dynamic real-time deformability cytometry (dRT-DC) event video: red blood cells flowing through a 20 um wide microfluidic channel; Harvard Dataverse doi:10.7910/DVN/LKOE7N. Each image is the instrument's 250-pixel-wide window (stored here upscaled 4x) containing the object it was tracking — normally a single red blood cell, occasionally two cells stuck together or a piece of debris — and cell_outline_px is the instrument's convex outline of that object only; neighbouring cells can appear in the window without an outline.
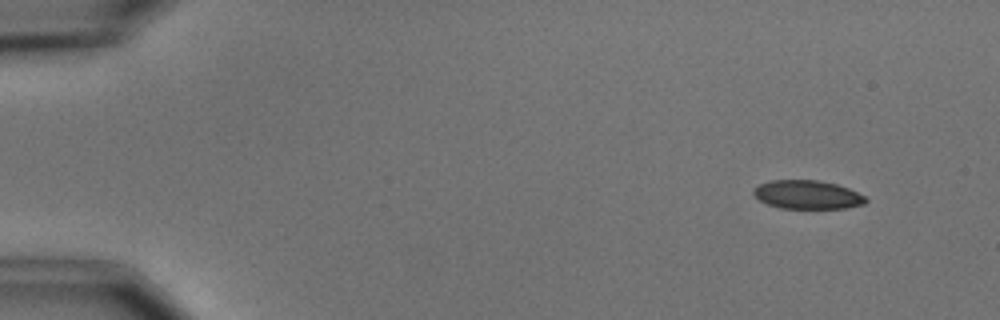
{"species": "common noctule bat (a hibernating species)", "species_latin": "Nyctalus noctula", "temperature_condition": "cold", "stored_images_in_passage": 5, "camera_frame_rate_fps": 3000, "um_per_image_px": 0.085, "animal": {"sex": "male", "body_mass_g": 15.6}, "frame": {"image": 1, "passage_image": 1, "time_ms": 0.0, "image_size_px": [1000, 320], "cell_outline_px": [[868, 200], [864, 204], [848, 208], [780, 208], [768, 204], [760, 200], [752, 192], [752, 188], [768, 180], [820, 180], [836, 184], [848, 188], [864, 196]], "centroid_in_image_um": [68.61, 16.54], "position_along_channel_um": 16.4, "area_um2": 18.73}}
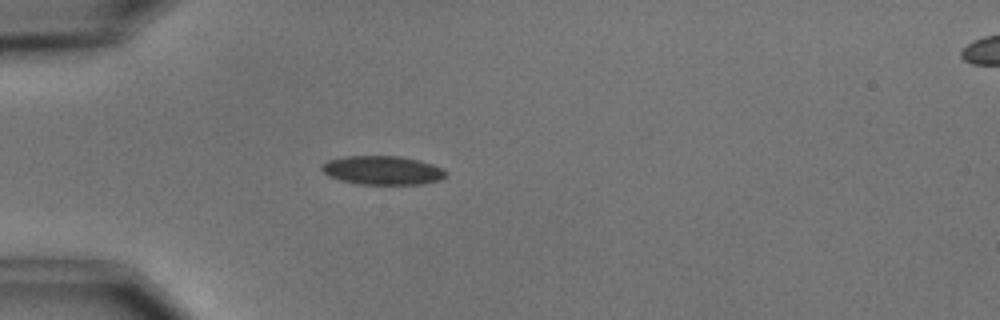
{"frame": {"image": 2, "passage_image": 4, "time_ms": 3.667, "image_size_px": [1000, 320], "cell_outline_px": [[448, 176], [440, 180], [424, 184], [360, 184], [340, 180], [328, 176], [320, 168], [320, 164], [328, 160], [344, 156], [400, 156], [420, 160], [444, 168], [448, 172]], "centroid_in_image_um": [32.54, 14.47], "position_along_channel_um": 52.5, "area_um2": 21.15}}